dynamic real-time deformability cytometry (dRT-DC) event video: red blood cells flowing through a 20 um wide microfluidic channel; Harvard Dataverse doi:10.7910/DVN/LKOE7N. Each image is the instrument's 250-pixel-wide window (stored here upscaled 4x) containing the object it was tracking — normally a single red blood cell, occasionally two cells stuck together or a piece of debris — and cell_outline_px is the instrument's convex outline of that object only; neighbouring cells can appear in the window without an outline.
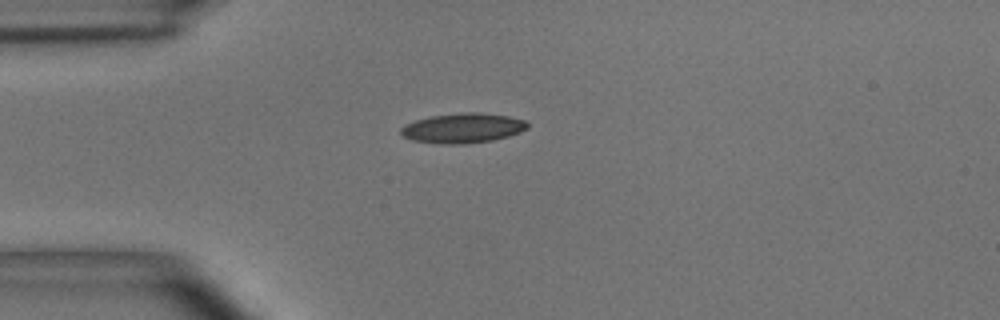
{"species": "common noctule bat (a hibernating species)", "species_latin": "Nyctalus noctula", "temperature_condition": "room temperature", "stored_images_in_passage": 4, "camera_frame_rate_fps": 3000, "um_per_image_px": 0.085, "animal": {"sex": "male", "body_mass_g": 15.6}, "frame": {"image": 1, "passage_image": 1, "time_ms": 0.0, "image_size_px": [1000, 320], "cell_outline_px": [[528, 128], [520, 132], [508, 136], [492, 140], [464, 144], [440, 144], [412, 140], [404, 136], [400, 132], [400, 128], [404, 124], [416, 120], [432, 116], [468, 112], [476, 112], [508, 116], [524, 120], [528, 124]], "centroid_in_image_um": [39.32, 10.89], "position_along_channel_um": 45.7, "area_um2": 21.85}}
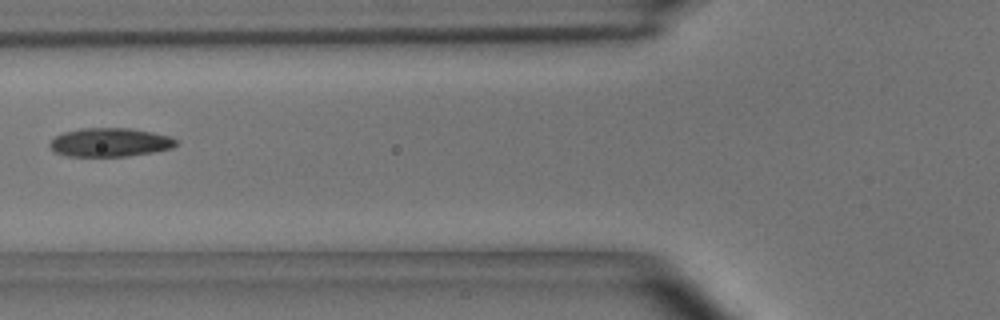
{"frame": {"image": 2, "passage_image": 3, "time_ms": 0.667, "image_size_px": [1000, 320], "cell_outline_px": [[176, 144], [172, 148], [152, 152], [128, 156], [64, 156], [56, 152], [48, 144], [56, 136], [64, 132], [80, 128], [128, 128], [152, 132], [168, 136], [176, 140]], "centroid_in_image_um": [9.32, 12.1], "position_along_channel_um": 116.5, "area_um2": 20.92}}